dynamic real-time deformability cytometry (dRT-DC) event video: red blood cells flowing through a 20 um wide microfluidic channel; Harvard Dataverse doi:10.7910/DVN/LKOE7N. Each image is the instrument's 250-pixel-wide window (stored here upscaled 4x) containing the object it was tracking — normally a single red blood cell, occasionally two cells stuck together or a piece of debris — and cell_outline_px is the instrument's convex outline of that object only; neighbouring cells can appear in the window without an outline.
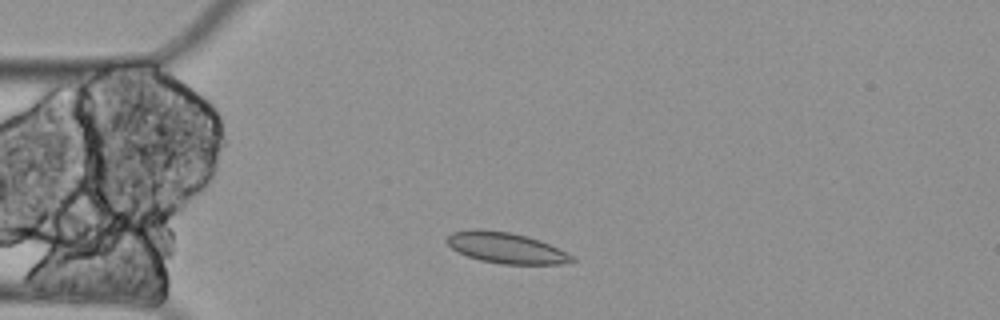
{"species": "Egyptian fruit bat (a non-hibernating species)", "species_latin": "Rousettus aegyptiacus", "temperature_condition": "cold", "stored_images_in_passage": 1, "camera_frame_rate_fps": 3000, "um_per_image_px": 0.085, "animal": {"sex": "female"}, "frame": {"image": 1, "passage_image": 1, "time_ms": 0.0, "image_size_px": [1000, 320], "cell_outline_px": [[576, 260], [560, 264], [500, 264], [480, 260], [468, 256], [452, 248], [444, 240], [452, 232], [472, 228], [480, 228], [512, 232], [528, 236], [548, 244], [572, 256]], "centroid_in_image_um": [42.95, 21.05], "position_along_channel_um": 42.1, "area_um2": 22.43}}